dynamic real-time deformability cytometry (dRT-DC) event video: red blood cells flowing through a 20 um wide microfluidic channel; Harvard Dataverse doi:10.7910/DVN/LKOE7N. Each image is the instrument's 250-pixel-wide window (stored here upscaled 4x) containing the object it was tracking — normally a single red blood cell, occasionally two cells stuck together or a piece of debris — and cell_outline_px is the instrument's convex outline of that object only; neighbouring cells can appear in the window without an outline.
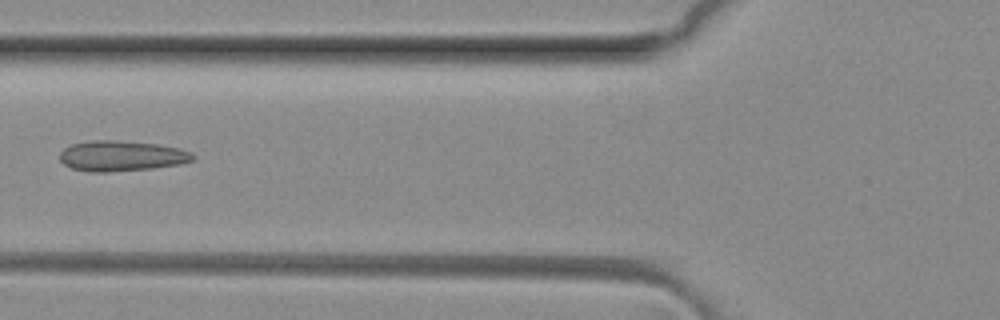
{"species": "common noctule bat (a hibernating species)", "species_latin": "Nyctalus noctula", "temperature_condition": "room temperature", "stored_images_in_passage": 6, "camera_frame_rate_fps": 3000, "um_per_image_px": 0.085, "animal": {"sex": "female", "body_mass_g": 29.2, "forearm_length_mm": 56.3}, "frame": {"image": 1, "passage_image": 5, "time_ms": 1.333, "image_size_px": [1000, 320], "cell_outline_px": [[196, 156], [192, 160], [180, 164], [152, 168], [108, 172], [88, 172], [72, 168], [64, 164], [60, 160], [60, 152], [64, 148], [72, 144], [92, 140], [116, 140], [156, 144], [176, 148], [192, 152]], "centroid_in_image_um": [10.3, 13.26], "position_along_channel_um": 115.5, "area_um2": 23.52}}
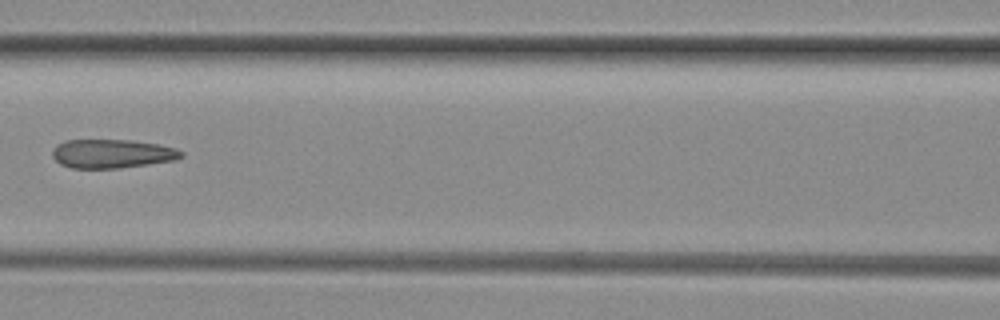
{"frame": {"image": 2, "passage_image": 6, "time_ms": 1.667, "image_size_px": [1000, 320], "cell_outline_px": [[184, 156], [176, 160], [120, 168], [72, 168], [60, 164], [52, 156], [52, 148], [56, 144], [68, 140], [132, 140], [160, 144], [176, 148], [184, 152]], "centroid_in_image_um": [9.55, 13.06], "position_along_channel_um": 157.1, "area_um2": 21.85}}